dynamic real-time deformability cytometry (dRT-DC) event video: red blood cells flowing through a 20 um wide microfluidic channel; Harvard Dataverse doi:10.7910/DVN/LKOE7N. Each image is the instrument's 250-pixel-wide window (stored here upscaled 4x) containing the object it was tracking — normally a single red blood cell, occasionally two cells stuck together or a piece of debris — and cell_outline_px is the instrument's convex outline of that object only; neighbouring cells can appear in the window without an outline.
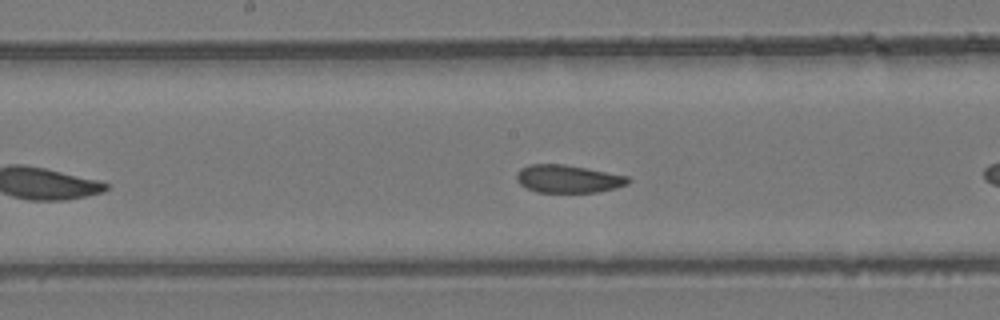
{"species": "common noctule bat (a hibernating species)", "species_latin": "Nyctalus noctula", "temperature_condition": "room temperature", "stored_images_in_passage": 14, "camera_frame_rate_fps": 3000, "um_per_image_px": 0.085, "animal": {"sex": "female", "body_mass_g": 24.6, "forearm_length_mm": 56.2}, "frame": {"image": 1, "passage_image": 12, "time_ms": 3.667, "image_size_px": [1000, 320], "cell_outline_px": [[632, 180], [628, 184], [616, 188], [600, 192], [536, 192], [520, 184], [516, 180], [516, 176], [520, 168], [528, 164], [564, 164], [628, 176]], "centroid_in_image_um": [48.3, 15.2], "position_along_channel_um": 199.9, "area_um2": 18.15}}